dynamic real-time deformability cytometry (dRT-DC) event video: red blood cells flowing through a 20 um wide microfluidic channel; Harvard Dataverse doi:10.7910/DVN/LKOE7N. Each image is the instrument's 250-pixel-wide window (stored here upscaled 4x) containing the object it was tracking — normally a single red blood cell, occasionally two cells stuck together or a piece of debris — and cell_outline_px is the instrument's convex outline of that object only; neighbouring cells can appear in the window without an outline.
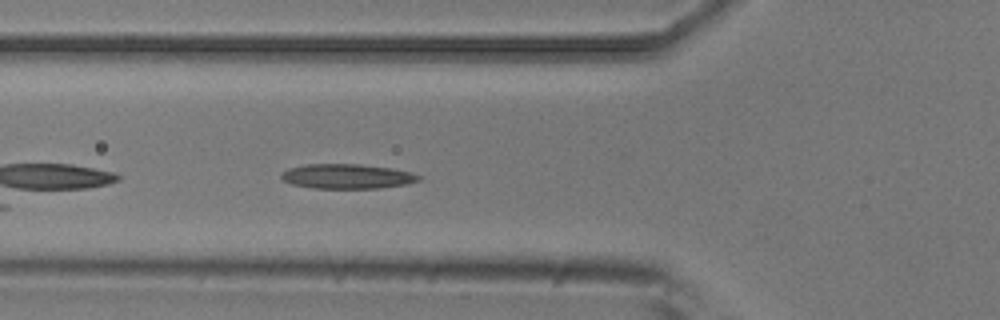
{"species": "common noctule bat (a hibernating species)", "species_latin": "Nyctalus noctula", "temperature_condition": "room temperature", "stored_images_in_passage": 18, "camera_frame_rate_fps": 3000, "um_per_image_px": 0.085, "animal": {"sex": "male", "body_mass_g": 20.5, "forearm_length_mm": 52.5}, "frame": {"image": 1, "passage_image": 5, "time_ms": 1.333, "image_size_px": [1000, 320], "cell_outline_px": [[420, 180], [408, 184], [380, 188], [312, 188], [292, 184], [284, 180], [280, 176], [288, 168], [308, 164], [360, 164], [392, 168], [412, 172], [420, 176]], "centroid_in_image_um": [29.54, 14.99], "position_along_channel_um": 96.3, "area_um2": 19.77}}
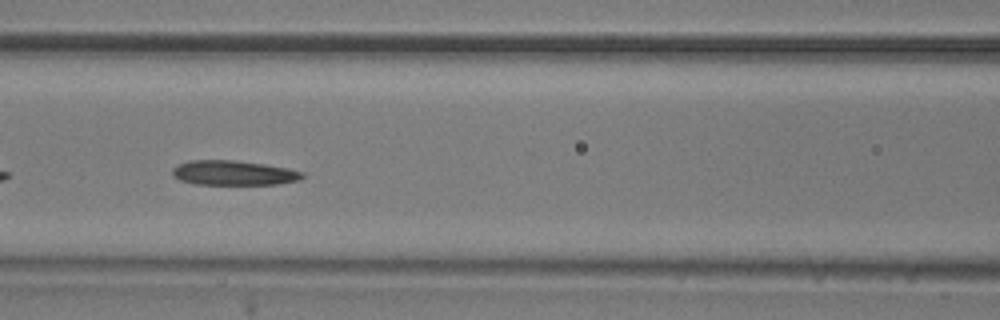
{"frame": {"image": 2, "passage_image": 9, "time_ms": 2.667, "image_size_px": [1000, 320], "cell_outline_px": [[304, 176], [300, 180], [276, 184], [196, 184], [180, 180], [172, 176], [172, 168], [188, 160], [232, 160], [264, 164], [288, 168], [304, 172]], "centroid_in_image_um": [19.85, 14.69], "position_along_channel_um": 146.8, "area_um2": 18.67}}